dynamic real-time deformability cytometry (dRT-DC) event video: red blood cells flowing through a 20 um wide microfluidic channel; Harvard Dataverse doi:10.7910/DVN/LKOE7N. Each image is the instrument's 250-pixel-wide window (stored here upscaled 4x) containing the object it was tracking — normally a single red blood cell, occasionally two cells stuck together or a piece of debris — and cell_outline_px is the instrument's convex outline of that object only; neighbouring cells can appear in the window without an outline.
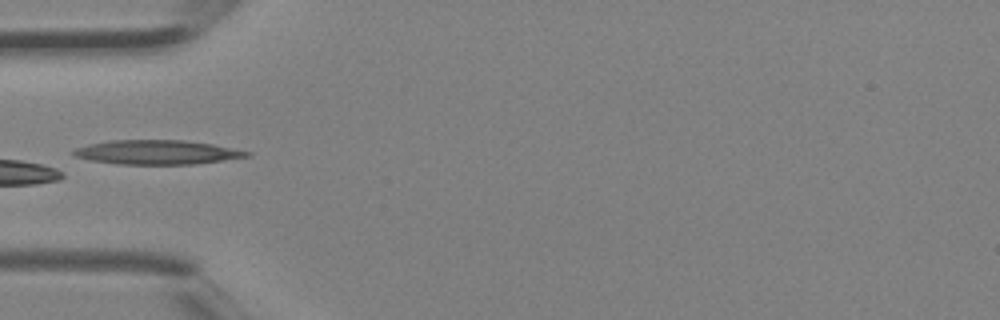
{"species": "Egyptian fruit bat (a non-hibernating species)", "species_latin": "Rousettus aegyptiacus", "temperature_condition": "room temperature", "stored_images_in_passage": 4, "camera_frame_rate_fps": 3000, "um_per_image_px": 0.085, "animal": {"sex": "female"}, "frame": {"image": 1, "passage_image": 4, "time_ms": 1.0, "image_size_px": [1000, 320], "cell_outline_px": [[252, 156], [196, 164], [116, 164], [88, 160], [76, 156], [72, 152], [76, 148], [88, 144], [108, 140], [184, 140], [212, 144], [252, 152]], "centroid_in_image_um": [13.35, 12.94], "position_along_channel_um": 71.6, "area_um2": 24.57}}